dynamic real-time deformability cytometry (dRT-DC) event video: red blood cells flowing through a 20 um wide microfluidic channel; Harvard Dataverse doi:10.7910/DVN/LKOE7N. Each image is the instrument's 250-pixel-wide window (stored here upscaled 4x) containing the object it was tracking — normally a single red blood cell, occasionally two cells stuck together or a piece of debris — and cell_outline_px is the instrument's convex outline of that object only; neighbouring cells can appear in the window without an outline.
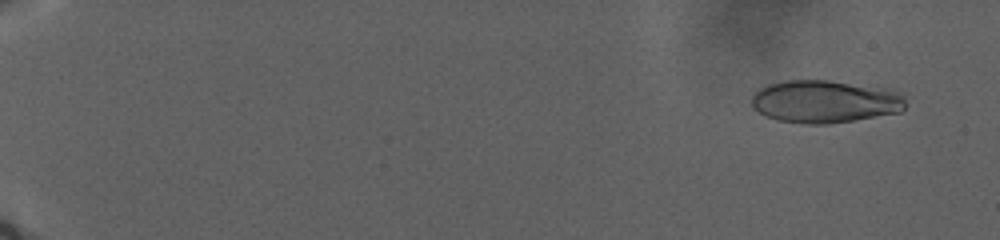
{"species": "human", "species_latin": "Homo sapiens", "temperature_condition": "warm", "stored_images_in_passage": 67, "camera_frame_rate_fps": 3000, "um_per_image_px": 0.085, "donor": {"sex": "male"}, "frame": {"image": 1, "passage_image": 7, "time_ms": 2.667, "image_size_px": [1000, 240], "cell_outline_px": [[904, 108], [900, 112], [828, 124], [804, 124], [776, 120], [752, 108], [752, 92], [768, 84], [788, 80], [828, 80], [888, 88], [904, 92]], "centroid_in_image_um": [70.12, 8.62], "position_along_channel_um": 14.9, "area_um2": 38.55}}
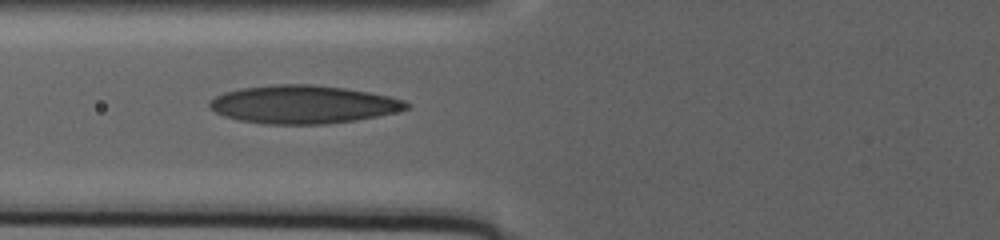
{"frame": {"image": 2, "passage_image": 46, "time_ms": 18.333, "image_size_px": [1000, 240], "cell_outline_px": [[408, 108], [376, 116], [356, 120], [324, 124], [264, 124], [240, 120], [224, 116], [216, 112], [208, 104], [216, 96], [224, 92], [240, 88], [276, 84], [312, 84], [344, 88], [368, 92], [388, 96], [404, 100], [408, 104]], "centroid_in_image_um": [25.73, 8.87], "position_along_channel_um": 100.1, "area_um2": 43.35}}
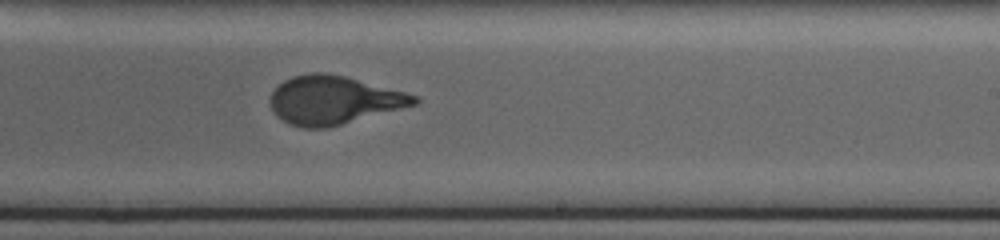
{"frame": {"image": 3, "passage_image": 67, "time_ms": 27.0, "image_size_px": [1000, 240], "cell_outline_px": [[420, 100], [416, 104], [340, 124], [324, 128], [304, 128], [288, 124], [276, 116], [272, 108], [272, 92], [284, 80], [292, 76], [312, 72], [324, 72], [344, 76], [420, 96]], "centroid_in_image_um": [28.34, 8.5], "position_along_channel_um": 260.7, "area_um2": 40.0}}